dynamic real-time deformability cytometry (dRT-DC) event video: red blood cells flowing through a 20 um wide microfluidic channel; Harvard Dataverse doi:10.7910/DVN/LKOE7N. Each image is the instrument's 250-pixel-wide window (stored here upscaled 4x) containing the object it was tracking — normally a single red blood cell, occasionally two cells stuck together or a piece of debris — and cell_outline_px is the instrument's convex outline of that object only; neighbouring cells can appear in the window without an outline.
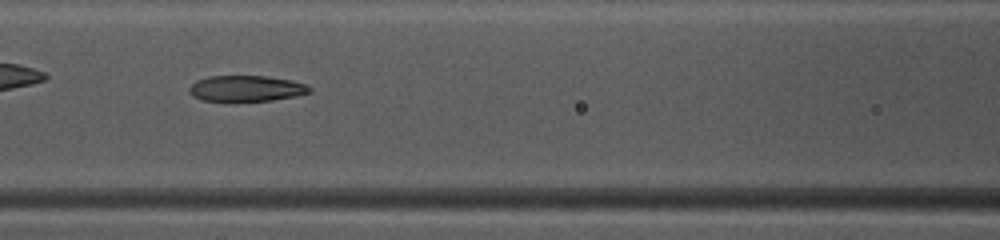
{"species": "common noctule bat (a hibernating species)", "species_latin": "Nyctalus noctula", "temperature_condition": "warm", "stored_images_in_passage": 48, "camera_frame_rate_fps": 3000, "um_per_image_px": 0.085, "animal": {"sex": "female", "body_mass_g": 10.0, "forearm_length_mm": 53.1}, "frame": {"image": 1, "passage_image": 21, "time_ms": 6.667, "image_size_px": [1000, 240], "cell_outline_px": [[312, 92], [296, 96], [272, 100], [232, 104], [200, 100], [192, 96], [188, 88], [196, 80], [208, 76], [264, 76], [292, 80], [308, 84], [312, 88]], "centroid_in_image_um": [20.91, 7.56], "position_along_channel_um": 145.7, "area_um2": 19.13}}
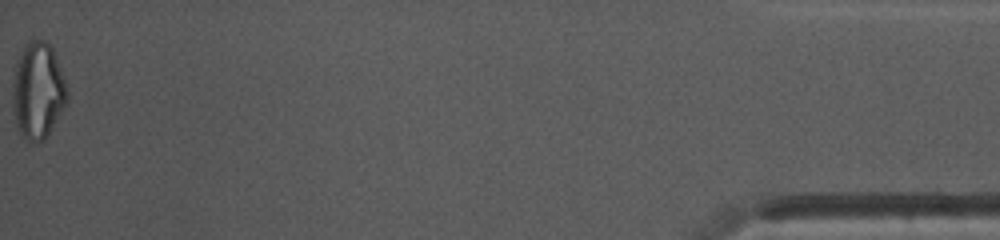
{"frame": {"image": 2, "passage_image": 48, "time_ms": 15.667, "image_size_px": [1000, 240], "cell_outline_px": [[68, 100], [64, 108], [44, 140], [28, 140], [20, 136], [16, 128], [12, 112], [12, 84], [16, 60], [24, 44], [28, 40], [44, 40], [52, 48], [68, 88]], "centroid_in_image_um": [3.19, 7.7], "position_along_channel_um": 432.0, "area_um2": 31.04}, "authors_computed_cell_mechanics": {"area_um2": 21.0681, "velocity_mm_per_s": 4.1726, "shape_relaxation_time_tau1_ms": null, "shape_relaxation_time_tau2_ms": 1.4688, "deformation_change_tau1": null, "deformation_change_tau2": 0.0902}}